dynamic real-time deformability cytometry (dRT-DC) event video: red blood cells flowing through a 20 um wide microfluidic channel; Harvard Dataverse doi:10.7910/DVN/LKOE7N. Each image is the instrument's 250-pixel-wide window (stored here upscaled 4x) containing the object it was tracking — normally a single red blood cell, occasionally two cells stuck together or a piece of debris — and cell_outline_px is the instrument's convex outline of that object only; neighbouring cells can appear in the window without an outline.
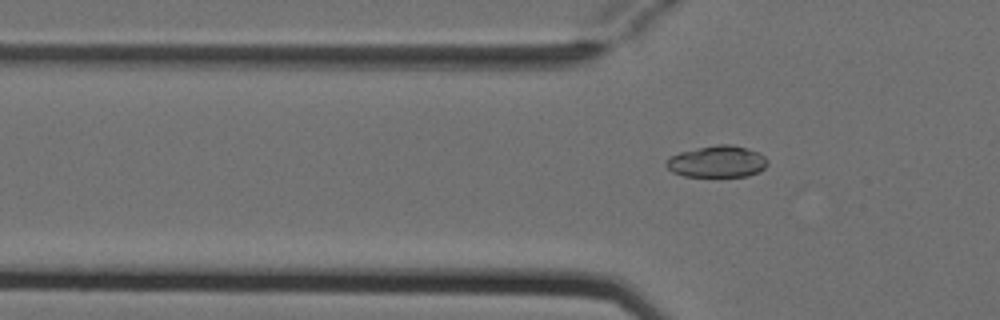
{"species": "Egyptian fruit bat (a non-hibernating species)", "species_latin": "Rousettus aegyptiacus", "temperature_condition": "cold", "stored_images_in_passage": 6, "camera_frame_rate_fps": 3000, "um_per_image_px": 0.085, "animal": {"sex": "female"}, "frame": {"image": 1, "passage_image": 6, "time_ms": 1.667, "image_size_px": [1000, 320], "cell_outline_px": [[768, 164], [760, 172], [748, 176], [684, 176], [672, 172], [664, 164], [664, 160], [680, 152], [716, 144], [732, 144], [760, 152], [768, 160]], "centroid_in_image_um": [60.98, 13.73], "position_along_channel_um": 64.8, "area_um2": 18.84}}